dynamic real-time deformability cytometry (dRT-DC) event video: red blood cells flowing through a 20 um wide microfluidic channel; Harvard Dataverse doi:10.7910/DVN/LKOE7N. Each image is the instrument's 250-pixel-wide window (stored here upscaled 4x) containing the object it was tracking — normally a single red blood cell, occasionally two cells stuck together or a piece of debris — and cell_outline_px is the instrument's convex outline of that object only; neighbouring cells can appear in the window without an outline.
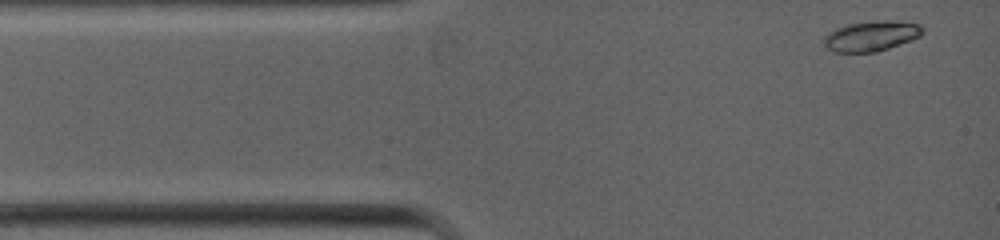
{"species": "common noctule bat (a hibernating species)", "species_latin": "Nyctalus noctula", "temperature_condition": "warm", "stored_images_in_passage": 48, "camera_frame_rate_fps": 5000, "um_per_image_px": 0.085, "animal": {"sex": "female", "body_mass_g": 19.0, "forearm_length_mm": 53.3}, "frame": {"image": 1, "passage_image": 1, "time_ms": 0.0, "image_size_px": [1000, 240], "cell_outline_px": [[924, 32], [920, 36], [912, 40], [876, 52], [832, 52], [824, 44], [824, 36], [840, 28], [852, 24], [920, 24], [924, 28]], "centroid_in_image_um": [74.04, 3.15], "position_along_channel_um": 11.0, "area_um2": 15.95}}
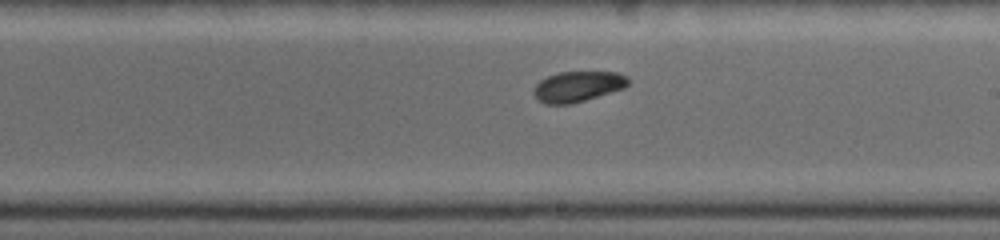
{"frame": {"image": 2, "passage_image": 29, "time_ms": 5.6, "image_size_px": [1000, 240], "cell_outline_px": [[628, 84], [624, 88], [572, 104], [544, 104], [536, 100], [532, 92], [532, 88], [540, 80], [548, 76], [560, 72], [616, 72], [628, 76]], "centroid_in_image_um": [49.06, 7.36], "position_along_channel_um": 239.9, "area_um2": 16.94}}
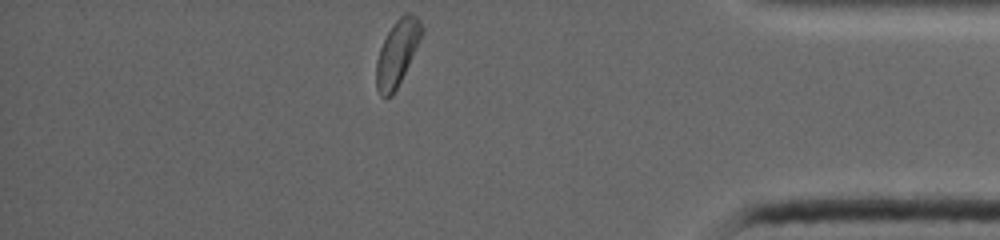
{"frame": {"image": 3, "passage_image": 48, "time_ms": 9.4, "image_size_px": [1000, 240], "cell_outline_px": [[424, 28], [408, 64], [392, 96], [380, 96], [376, 88], [376, 60], [380, 48], [392, 24], [404, 12], [408, 12], [416, 16], [420, 20]], "centroid_in_image_um": [33.74, 4.46], "position_along_channel_um": 401.5, "area_um2": 16.94}}